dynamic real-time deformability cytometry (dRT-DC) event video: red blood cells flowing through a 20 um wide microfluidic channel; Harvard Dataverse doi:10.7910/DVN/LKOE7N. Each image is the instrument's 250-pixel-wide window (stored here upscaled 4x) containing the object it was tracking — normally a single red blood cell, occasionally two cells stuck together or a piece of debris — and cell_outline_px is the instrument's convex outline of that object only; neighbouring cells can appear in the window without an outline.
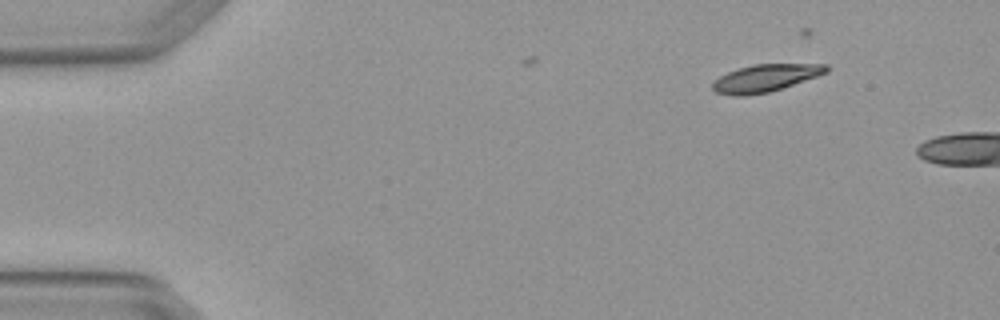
{"species": "Egyptian fruit bat (a non-hibernating species)", "species_latin": "Rousettus aegyptiacus", "temperature_condition": "warm", "stored_images_in_passage": 4, "camera_frame_rate_fps": 3000, "um_per_image_px": 0.085, "animal": {"sex": "female"}, "frame": {"image": 1, "passage_image": 1, "time_ms": 0.0, "image_size_px": [1000, 320], "cell_outline_px": [[828, 72], [768, 92], [744, 96], [732, 96], [716, 92], [712, 88], [712, 84], [720, 76], [728, 72], [752, 64], [828, 64]], "centroid_in_image_um": [65.03, 6.63], "position_along_channel_um": 20.0, "area_um2": 17.8}}
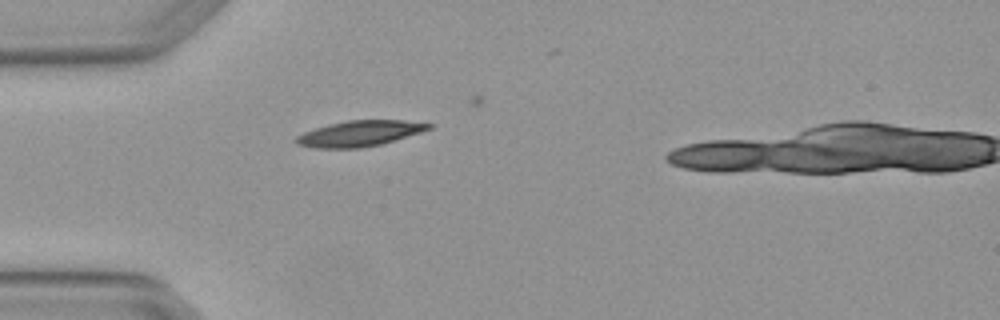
{"frame": {"image": 2, "passage_image": 3, "time_ms": 0.667, "image_size_px": [1000, 320], "cell_outline_px": [[432, 128], [420, 132], [380, 144], [360, 148], [316, 148], [296, 144], [292, 140], [296, 136], [304, 132], [328, 124], [348, 120], [404, 120], [432, 124]], "centroid_in_image_um": [30.51, 11.34], "position_along_channel_um": 54.5, "area_um2": 19.71}}